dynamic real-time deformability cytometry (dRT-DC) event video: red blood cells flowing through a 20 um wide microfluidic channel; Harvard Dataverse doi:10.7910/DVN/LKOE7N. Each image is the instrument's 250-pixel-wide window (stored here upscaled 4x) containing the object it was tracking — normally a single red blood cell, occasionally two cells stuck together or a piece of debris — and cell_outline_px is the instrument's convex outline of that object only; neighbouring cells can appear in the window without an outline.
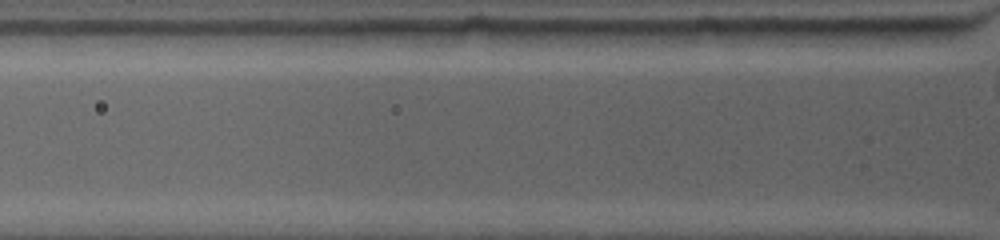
{"species": "common noctule bat (a hibernating species)", "species_latin": "Nyctalus noctula", "temperature_condition": "warm", "stored_images_in_passage": 2, "segment_of_instrument_passage": [2, 2], "camera_frame_rate_fps": 4500, "um_per_image_px": 0.085, "animal": {"sex": "female", "body_mass_g": 19.0, "forearm_length_mm": 53.3}, "frame": {"image": 1, "passage_image": 2, "time_ms": 0.222, "image_size_px": [1000, 240], "cell_outline_px": [[952, 28], [948, 36], [924, 44], [900, 48], [828, 44], [816, 40], [808, 28]], "centroid_in_image_um": [74.75, 3.09], "position_along_channel_um": 51.1, "area_um2": 16.24}}